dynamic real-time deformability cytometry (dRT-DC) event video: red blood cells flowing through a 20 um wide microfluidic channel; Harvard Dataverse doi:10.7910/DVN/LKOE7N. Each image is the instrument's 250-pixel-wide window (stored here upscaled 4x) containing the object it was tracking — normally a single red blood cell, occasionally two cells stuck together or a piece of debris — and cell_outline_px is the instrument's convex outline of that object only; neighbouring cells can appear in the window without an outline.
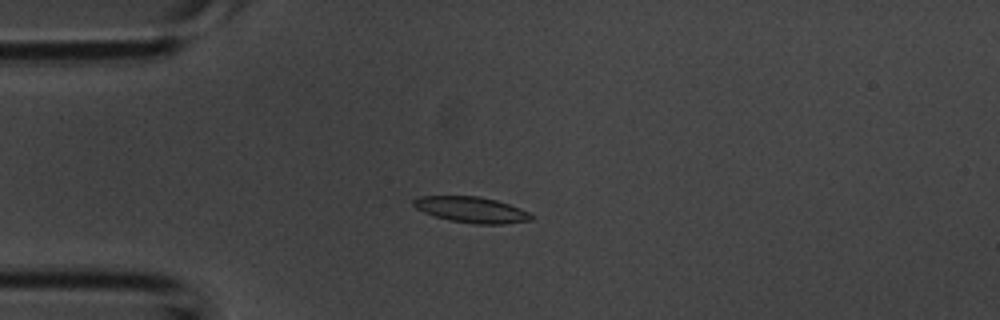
{"species": "common noctule bat (a hibernating species)", "species_latin": "Nyctalus noctula", "temperature_condition": "room temperature", "stored_images_in_passage": 43, "camera_frame_rate_fps": 3000, "um_per_image_px": 0.085, "animal": {"sex": "male", "body_mass_g": 20.1, "forearm_length_mm": 53.5}, "frame": {"image": 1, "passage_image": 11, "time_ms": 3.333, "image_size_px": [1000, 320], "cell_outline_px": [[536, 216], [532, 220], [504, 224], [476, 224], [452, 220], [436, 216], [424, 212], [416, 208], [412, 204], [412, 200], [420, 196], [480, 196], [496, 200], [520, 208]], "centroid_in_image_um": [40.11, 17.82], "position_along_channel_um": 44.9, "area_um2": 17.69}}
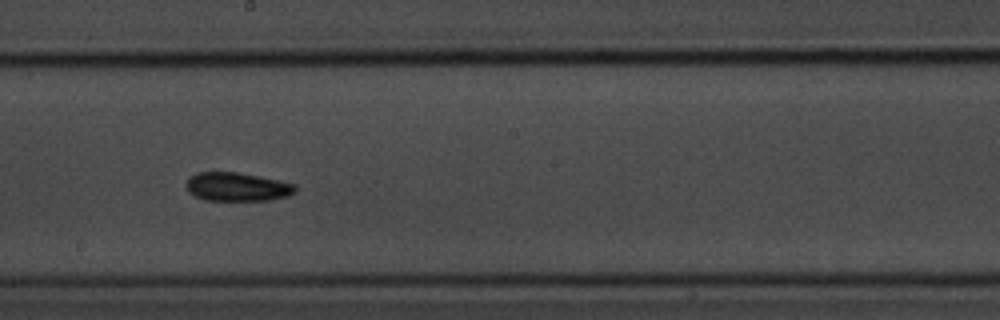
{"frame": {"image": 2, "passage_image": 24, "time_ms": 7.667, "image_size_px": [1000, 320], "cell_outline_px": [[296, 192], [288, 196], [272, 200], [204, 200], [188, 192], [184, 184], [188, 176], [200, 172], [236, 172], [280, 180], [296, 184]], "centroid_in_image_um": [20.15, 15.88], "position_along_channel_um": 228.1, "area_um2": 18.44}}
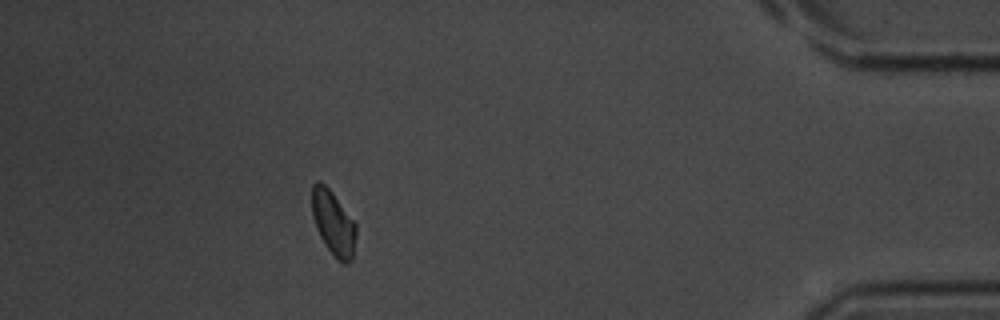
{"frame": {"image": 3, "passage_image": 39, "time_ms": 12.667, "image_size_px": [1000, 320], "cell_outline_px": [[356, 236], [352, 260], [348, 264], [344, 264], [336, 260], [324, 244], [316, 228], [312, 216], [312, 184], [316, 180], [320, 180], [332, 192], [356, 224]], "centroid_in_image_um": [28.32, 18.98], "position_along_channel_um": 406.9, "area_um2": 16.76}}